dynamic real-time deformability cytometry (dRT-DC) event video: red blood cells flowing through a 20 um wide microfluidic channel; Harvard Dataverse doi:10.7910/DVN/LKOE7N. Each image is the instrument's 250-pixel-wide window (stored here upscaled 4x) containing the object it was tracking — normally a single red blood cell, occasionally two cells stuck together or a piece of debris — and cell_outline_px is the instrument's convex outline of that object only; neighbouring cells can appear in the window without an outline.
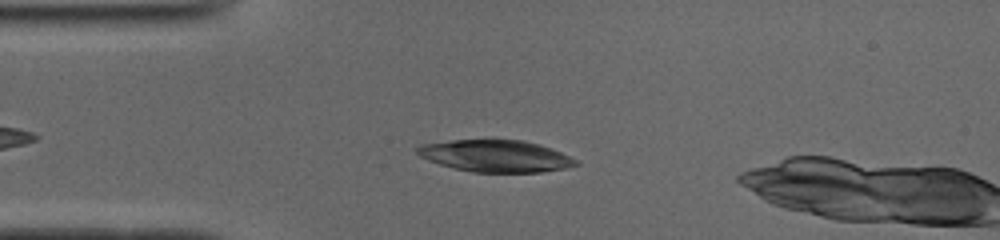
{"species": "common noctule bat (a hibernating species)", "species_latin": "Nyctalus noctula", "temperature_condition": "cold", "stored_images_in_passage": 12, "camera_frame_rate_fps": 3000, "um_per_image_px": 0.085, "animal": {"sex": "male", "body_mass_g": 19.0, "forearm_length_mm": 50.8}, "frame": {"image": 1, "passage_image": 9, "time_ms": 2.667, "image_size_px": [1000, 240], "cell_outline_px": [[580, 164], [564, 168], [540, 172], [472, 172], [452, 168], [428, 160], [420, 156], [416, 152], [416, 148], [420, 144], [452, 140], [524, 140], [540, 144], [560, 152], [576, 160]], "centroid_in_image_um": [42.09, 13.25], "position_along_channel_um": 42.9, "area_um2": 29.36}}